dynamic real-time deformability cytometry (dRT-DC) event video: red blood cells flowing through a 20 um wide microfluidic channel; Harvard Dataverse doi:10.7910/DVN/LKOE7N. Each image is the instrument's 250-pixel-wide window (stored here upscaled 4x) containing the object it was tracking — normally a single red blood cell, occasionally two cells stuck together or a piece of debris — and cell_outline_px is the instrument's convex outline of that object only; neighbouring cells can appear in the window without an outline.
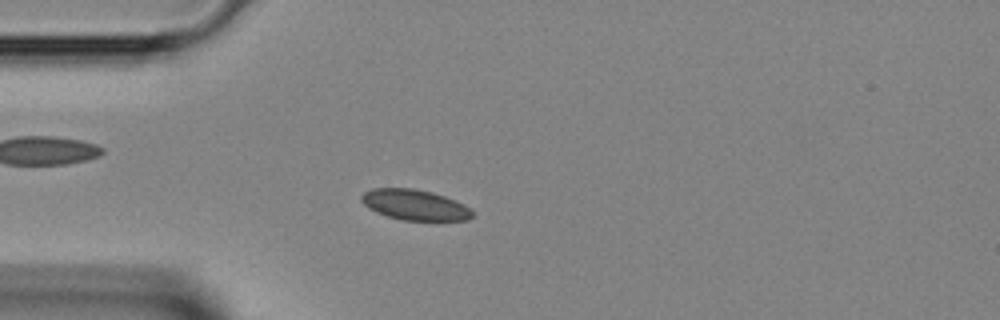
{"species": "Egyptian fruit bat (a non-hibernating species)", "species_latin": "Rousettus aegyptiacus", "temperature_condition": "room temperature", "stored_images_in_passage": 44, "camera_frame_rate_fps": 3000, "um_per_image_px": 0.085, "animal": {"sex": "female"}, "frame": {"image": 1, "passage_image": 12, "time_ms": 3.667, "image_size_px": [1000, 320], "cell_outline_px": [[472, 216], [468, 220], [400, 220], [376, 212], [368, 208], [360, 200], [360, 196], [364, 192], [372, 188], [412, 188], [432, 192], [444, 196], [464, 204], [472, 212]], "centroid_in_image_um": [35.21, 17.4], "position_along_channel_um": 49.8, "area_um2": 19.65}}
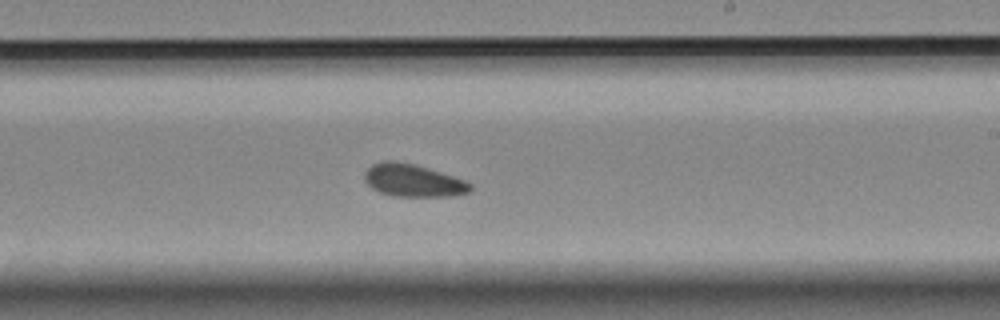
{"frame": {"image": 2, "passage_image": 26, "time_ms": 8.333, "image_size_px": [1000, 320], "cell_outline_px": [[472, 188], [468, 192], [452, 196], [392, 196], [380, 192], [372, 188], [364, 180], [364, 176], [368, 168], [372, 164], [384, 160], [396, 160], [412, 164], [440, 172], [464, 180], [472, 184]], "centroid_in_image_um": [35.08, 15.34], "position_along_channel_um": 253.9, "area_um2": 19.88}}
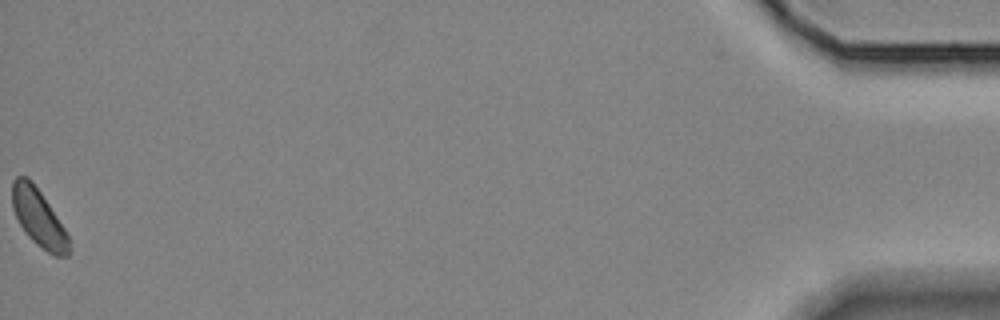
{"frame": {"image": 3, "passage_image": 44, "time_ms": 14.333, "image_size_px": [1000, 320], "cell_outline_px": [[72, 248], [68, 256], [56, 256], [48, 252], [36, 244], [28, 236], [20, 224], [12, 208], [12, 180], [16, 176], [28, 176], [32, 180], [64, 228], [68, 236]], "centroid_in_image_um": [3.28, 18.51], "position_along_channel_um": 431.9, "area_um2": 18.9}}